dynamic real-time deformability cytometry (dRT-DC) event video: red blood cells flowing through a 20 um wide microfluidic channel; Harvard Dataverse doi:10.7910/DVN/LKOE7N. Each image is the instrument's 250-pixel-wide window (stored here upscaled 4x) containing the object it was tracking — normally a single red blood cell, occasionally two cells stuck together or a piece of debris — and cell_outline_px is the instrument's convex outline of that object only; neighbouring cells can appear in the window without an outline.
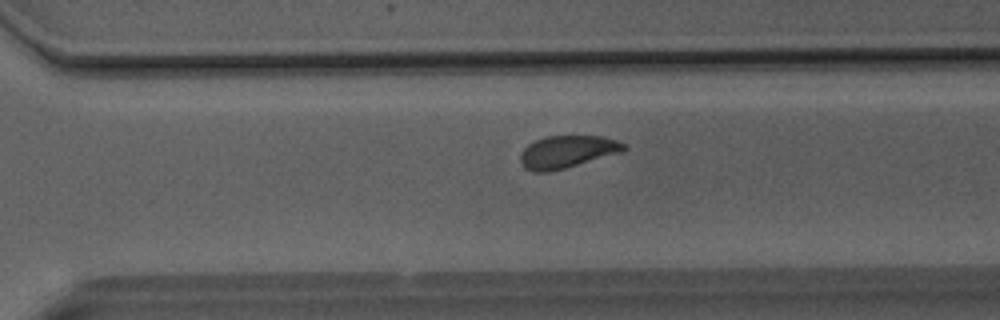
{"species": "Egyptian fruit bat (a non-hibernating species)", "species_latin": "Rousettus aegyptiacus", "temperature_condition": "room temperature", "stored_images_in_passage": 34, "camera_frame_rate_fps": 3000, "um_per_image_px": 0.085, "animal": {"sex": "male"}, "frame": {"image": 1, "passage_image": 19, "time_ms": 6.0, "image_size_px": [1000, 320], "cell_outline_px": [[628, 148], [620, 152], [564, 168], [548, 172], [532, 172], [524, 168], [520, 160], [520, 152], [528, 144], [536, 140], [548, 136], [604, 136], [628, 144]], "centroid_in_image_um": [48.19, 12.89], "position_along_channel_um": 322.4, "area_um2": 19.48}}
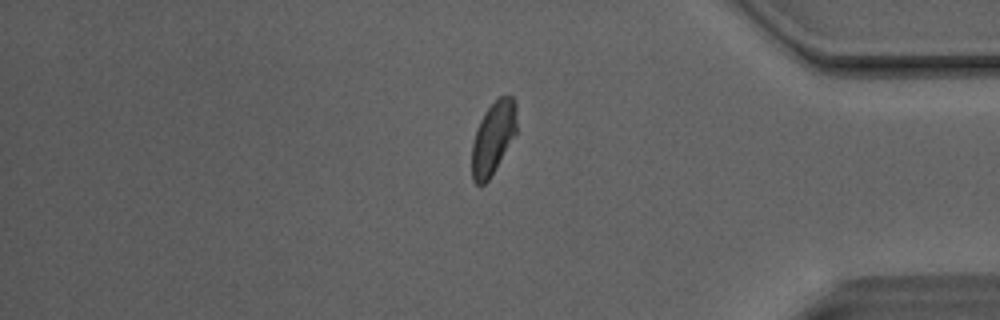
{"frame": {"image": 2, "passage_image": 26, "time_ms": 8.333, "image_size_px": [1000, 320], "cell_outline_px": [[516, 136], [488, 180], [484, 184], [476, 184], [472, 180], [472, 144], [480, 120], [484, 112], [500, 96], [512, 96], [516, 104]], "centroid_in_image_um": [41.93, 11.73], "position_along_channel_um": 393.3, "area_um2": 18.9}}
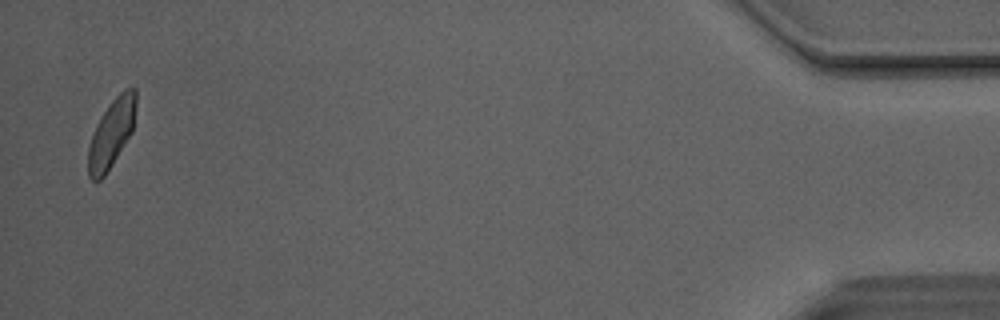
{"frame": {"image": 3, "passage_image": 33, "time_ms": 10.667, "image_size_px": [1000, 320], "cell_outline_px": [[136, 104], [132, 132], [112, 164], [104, 176], [100, 180], [92, 180], [88, 176], [88, 148], [96, 124], [112, 100], [124, 88], [136, 88]], "centroid_in_image_um": [9.48, 11.33], "position_along_channel_um": 425.7, "area_um2": 18.73}}